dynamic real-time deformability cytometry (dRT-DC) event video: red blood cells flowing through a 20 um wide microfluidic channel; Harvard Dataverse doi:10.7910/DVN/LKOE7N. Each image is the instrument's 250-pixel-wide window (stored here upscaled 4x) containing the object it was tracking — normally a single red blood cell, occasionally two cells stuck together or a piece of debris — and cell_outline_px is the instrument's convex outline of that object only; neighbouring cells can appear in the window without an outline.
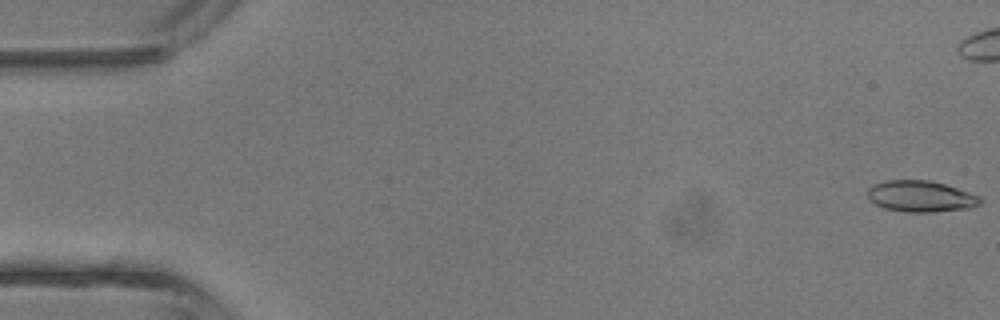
{"species": "common noctule bat (a hibernating species)", "species_latin": "Nyctalus noctula", "temperature_condition": "room temperature", "stored_images_in_passage": 43, "camera_frame_rate_fps": 3000, "um_per_image_px": 0.085, "animal": {"sex": "male", "body_mass_g": 13.3}, "frame": {"image": 1, "passage_image": 1, "time_ms": 0.0, "image_size_px": [1000, 320], "cell_outline_px": [[980, 204], [972, 208], [932, 212], [908, 212], [884, 208], [868, 200], [868, 188], [872, 184], [884, 180], [928, 180], [944, 184], [980, 196]], "centroid_in_image_um": [78.23, 16.69], "position_along_channel_um": 6.8, "area_um2": 20.52}}
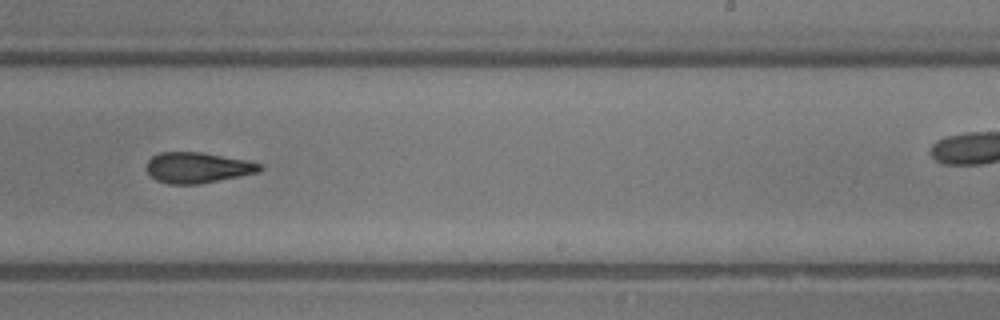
{"frame": {"image": 2, "passage_image": 26, "time_ms": 8.333, "image_size_px": [1000, 320], "cell_outline_px": [[264, 168], [260, 172], [200, 184], [168, 184], [156, 180], [144, 168], [148, 160], [152, 156], [160, 152], [200, 152], [248, 160], [260, 164]], "centroid_in_image_um": [16.79, 14.25], "position_along_channel_um": 272.2, "area_um2": 20.4}}
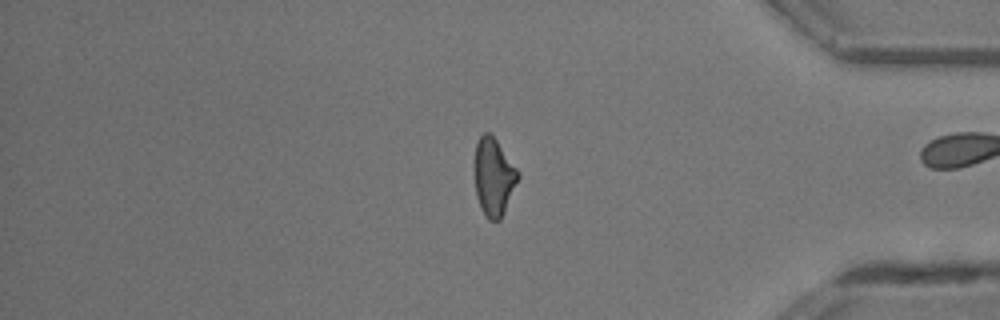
{"frame": {"image": 3, "passage_image": 35, "time_ms": 11.333, "image_size_px": [1000, 320], "cell_outline_px": [[520, 176], [504, 212], [500, 220], [488, 220], [484, 216], [480, 208], [476, 196], [476, 144], [480, 136], [484, 132], [488, 132], [496, 140], [520, 172]], "centroid_in_image_um": [41.98, 15.07], "position_along_channel_um": 393.2, "area_um2": 19.36}, "authors_computed_cell_mechanics": {"area_um2": 20.4034, "velocity_mm_per_s": 4.9761, "shape_relaxation_time_tau1_ms": 4.9735, "shape_relaxation_time_tau2_ms": 5.4388, "deformation_change_tau1": 0.144, "deformation_change_tau2": 0.1856}}